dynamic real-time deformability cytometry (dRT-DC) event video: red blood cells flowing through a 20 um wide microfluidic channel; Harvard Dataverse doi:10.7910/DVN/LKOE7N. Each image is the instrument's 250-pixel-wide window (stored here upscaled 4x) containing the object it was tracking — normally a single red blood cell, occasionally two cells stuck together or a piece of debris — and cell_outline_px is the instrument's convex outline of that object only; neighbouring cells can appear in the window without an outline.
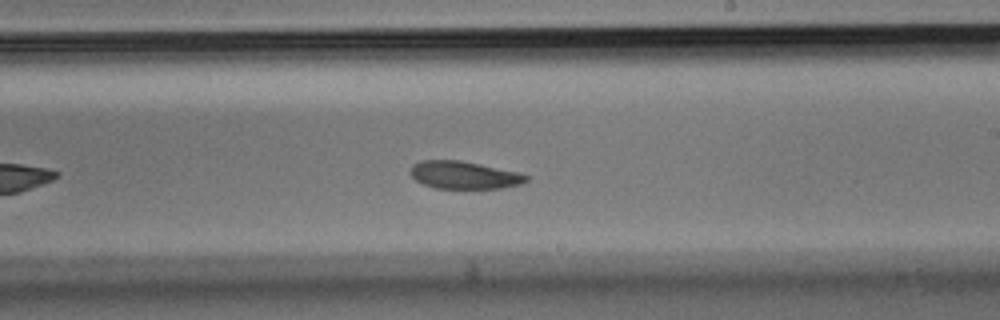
{"species": "Egyptian fruit bat (a non-hibernating species)", "species_latin": "Rousettus aegyptiacus", "temperature_condition": "room temperature", "stored_images_in_passage": 21, "camera_frame_rate_fps": 3000, "um_per_image_px": 0.085, "animal": {"sex": "male"}, "frame": {"image": 1, "passage_image": 15, "time_ms": 4.667, "image_size_px": [1000, 320], "cell_outline_px": [[528, 180], [520, 184], [500, 188], [436, 188], [424, 184], [416, 180], [408, 172], [412, 164], [420, 160], [460, 160], [520, 172], [528, 176]], "centroid_in_image_um": [39.42, 14.87], "position_along_channel_um": 249.6, "area_um2": 18.67}}